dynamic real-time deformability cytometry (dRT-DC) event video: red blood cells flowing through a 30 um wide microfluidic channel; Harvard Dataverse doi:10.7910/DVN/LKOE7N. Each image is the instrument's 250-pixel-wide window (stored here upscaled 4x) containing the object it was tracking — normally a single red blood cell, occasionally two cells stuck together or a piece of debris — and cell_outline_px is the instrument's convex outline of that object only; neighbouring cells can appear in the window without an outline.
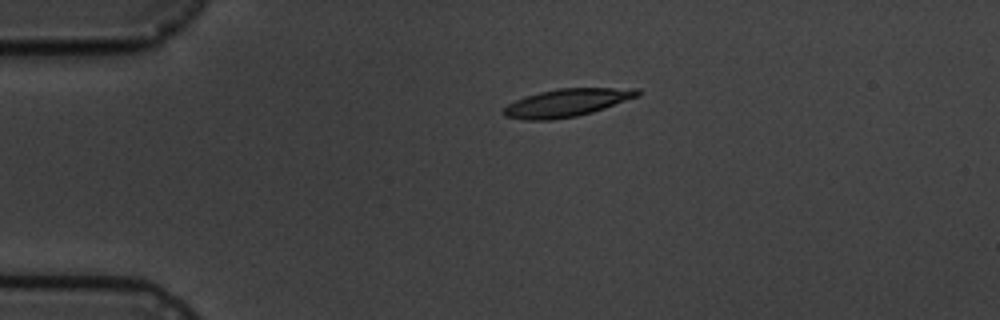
{"species": "common noctule bat (a hibernating species)", "species_latin": "Nyctalus noctula", "temperature_condition": "cold", "stored_images_in_passage": 2, "camera_frame_rate_fps": 3000, "um_per_image_px": 0.085, "animal": {"sex": "male", "body_mass_g": 19.5, "forearm_length_mm": 54.6}, "frame": {"image": 1, "passage_image": 1, "time_ms": 0.0, "image_size_px": [1000, 320], "cell_outline_px": [[640, 96], [592, 112], [576, 116], [552, 120], [524, 120], [504, 116], [500, 112], [508, 104], [516, 100], [540, 92], [560, 88], [640, 88]], "centroid_in_image_um": [48.19, 8.74], "position_along_channel_um": 36.8, "area_um2": 21.68}}